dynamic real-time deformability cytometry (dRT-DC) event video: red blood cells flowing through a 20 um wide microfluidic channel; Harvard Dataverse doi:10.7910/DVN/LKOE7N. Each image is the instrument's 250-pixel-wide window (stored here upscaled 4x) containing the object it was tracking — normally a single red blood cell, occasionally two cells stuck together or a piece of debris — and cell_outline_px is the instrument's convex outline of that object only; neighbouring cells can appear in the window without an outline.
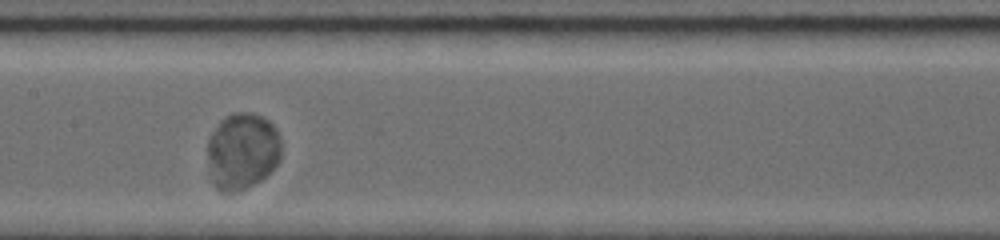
{"species": "common noctule bat (a hibernating species)", "species_latin": "Nyctalus noctula", "temperature_condition": "room temperature", "stored_images_in_passage": 21, "camera_frame_rate_fps": 5000, "um_per_image_px": 0.085, "animal": {"sex": "female", "body_mass_g": 19.0, "forearm_length_mm": 56.7}, "frame": {"image": 1, "passage_image": 5, "time_ms": 4.0, "image_size_px": [1000, 240], "cell_outline_px": [[280, 160], [260, 180], [244, 188], [228, 192], [220, 192], [216, 188], [212, 180], [208, 156], [208, 140], [212, 132], [220, 120], [232, 112], [248, 112], [260, 116], [268, 120], [272, 124], [276, 132], [280, 144]], "centroid_in_image_um": [20.57, 12.82], "position_along_channel_um": 186.8, "area_um2": 32.43}}